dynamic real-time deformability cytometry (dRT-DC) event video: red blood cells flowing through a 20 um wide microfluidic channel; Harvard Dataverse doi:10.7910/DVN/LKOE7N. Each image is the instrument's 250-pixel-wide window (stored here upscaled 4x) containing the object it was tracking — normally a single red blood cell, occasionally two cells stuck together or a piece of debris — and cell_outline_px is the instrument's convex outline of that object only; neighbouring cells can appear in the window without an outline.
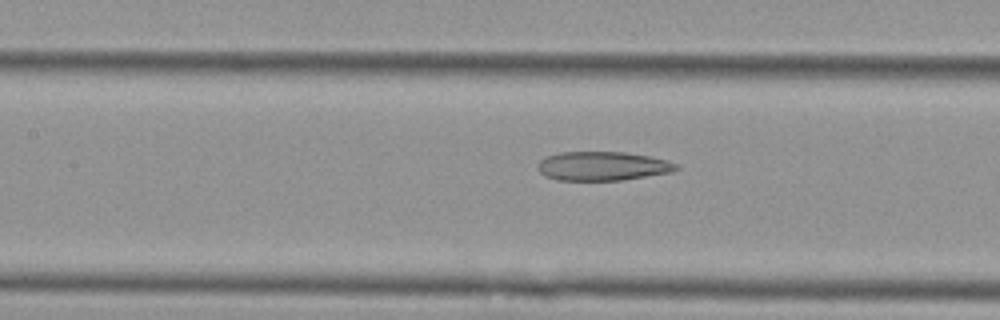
{"species": "Egyptian fruit bat (a non-hibernating species)", "species_latin": "Rousettus aegyptiacus", "temperature_condition": "cold", "stored_images_in_passage": 22, "camera_frame_rate_fps": 3000, "um_per_image_px": 0.085, "animal": {"sex": "female"}, "frame": {"image": 1, "passage_image": 19, "time_ms": 6.0, "image_size_px": [1000, 320], "cell_outline_px": [[680, 168], [672, 172], [624, 180], [556, 180], [544, 176], [536, 168], [536, 164], [540, 160], [548, 156], [560, 152], [624, 152], [648, 156], [668, 160], [676, 164]], "centroid_in_image_um": [51.2, 14.12], "position_along_channel_um": 156.2, "area_um2": 23.52}}